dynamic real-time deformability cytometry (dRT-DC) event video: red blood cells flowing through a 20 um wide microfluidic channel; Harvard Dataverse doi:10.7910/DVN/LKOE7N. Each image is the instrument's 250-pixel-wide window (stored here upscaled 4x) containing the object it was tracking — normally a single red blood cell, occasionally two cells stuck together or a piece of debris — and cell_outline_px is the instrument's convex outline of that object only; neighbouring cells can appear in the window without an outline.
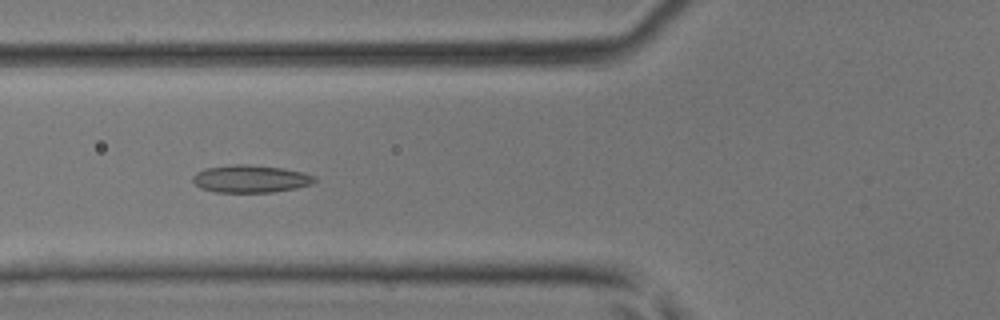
{"species": "common noctule bat (a hibernating species)", "species_latin": "Nyctalus noctula", "temperature_condition": "room temperature", "stored_images_in_passage": 44, "camera_frame_rate_fps": 3000, "um_per_image_px": 0.085, "animal": {"sex": "male", "body_mass_g": 17.9, "forearm_length_mm": 54.2}, "frame": {"image": 1, "passage_image": 17, "time_ms": 5.333, "image_size_px": [1000, 320], "cell_outline_px": [[316, 180], [312, 184], [296, 188], [272, 192], [216, 192], [200, 188], [192, 180], [192, 176], [196, 172], [204, 168], [236, 164], [248, 164], [280, 168], [300, 172], [316, 176]], "centroid_in_image_um": [21.27, 15.2], "position_along_channel_um": 104.5, "area_um2": 19.48}}
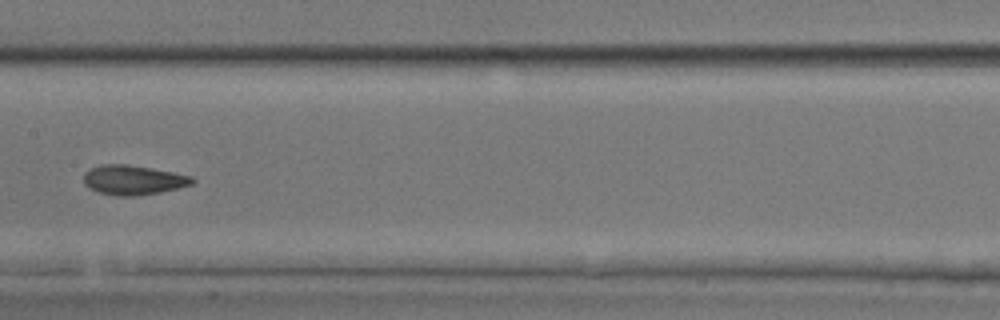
{"frame": {"image": 2, "passage_image": 23, "time_ms": 7.333, "image_size_px": [1000, 320], "cell_outline_px": [[196, 180], [192, 184], [160, 192], [132, 196], [116, 196], [100, 192], [88, 188], [84, 184], [84, 172], [100, 164], [124, 164], [152, 168], [192, 176]], "centroid_in_image_um": [11.3, 15.29], "position_along_channel_um": 196.1, "area_um2": 18.61}}
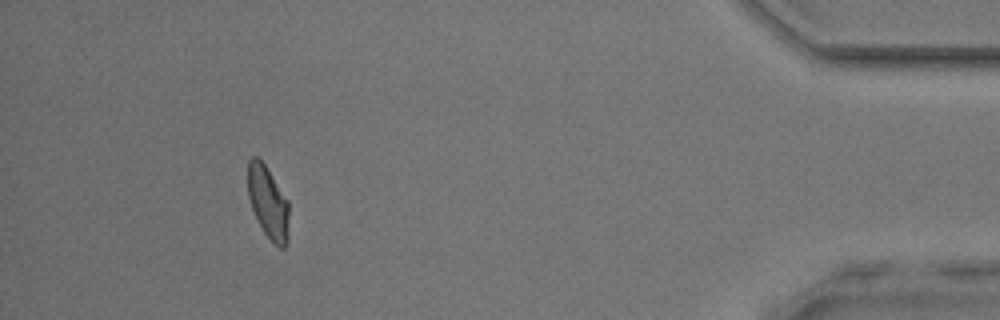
{"frame": {"image": 3, "passage_image": 41, "time_ms": 13.333, "image_size_px": [1000, 320], "cell_outline_px": [[288, 240], [284, 248], [280, 248], [264, 232], [252, 208], [248, 196], [248, 160], [252, 156], [256, 156], [264, 164], [288, 200]], "centroid_in_image_um": [22.79, 17.19], "position_along_channel_um": 412.4, "area_um2": 16.99}}